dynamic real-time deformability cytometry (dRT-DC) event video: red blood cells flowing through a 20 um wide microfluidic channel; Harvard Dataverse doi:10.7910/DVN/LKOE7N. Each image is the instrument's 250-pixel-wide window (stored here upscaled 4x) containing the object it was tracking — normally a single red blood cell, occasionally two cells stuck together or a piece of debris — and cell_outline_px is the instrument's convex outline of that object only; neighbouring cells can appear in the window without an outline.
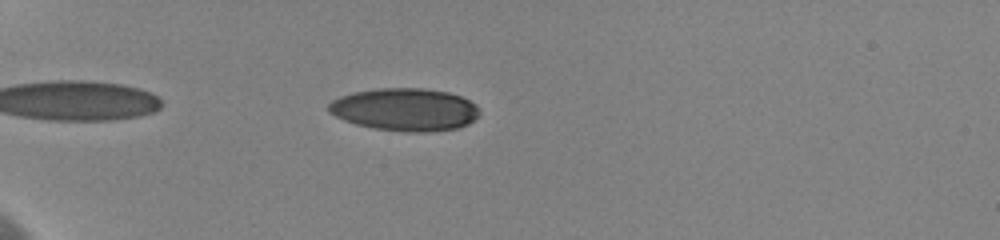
{"species": "human", "species_latin": "Homo sapiens", "temperature_condition": "cold", "stored_images_in_passage": 4, "camera_frame_rate_fps": 3000, "um_per_image_px": 0.085, "donor": {"sex": "female"}, "frame": {"image": 1, "passage_image": 2, "time_ms": 1.0, "image_size_px": [1000, 240], "cell_outline_px": [[480, 116], [468, 124], [460, 128], [428, 132], [408, 132], [372, 128], [356, 124], [344, 120], [328, 112], [328, 104], [332, 100], [340, 96], [356, 92], [380, 88], [424, 88], [448, 92], [460, 96], [476, 104], [480, 112]], "centroid_in_image_um": [34.45, 9.32], "position_along_channel_um": 50.6, "area_um2": 37.69}}